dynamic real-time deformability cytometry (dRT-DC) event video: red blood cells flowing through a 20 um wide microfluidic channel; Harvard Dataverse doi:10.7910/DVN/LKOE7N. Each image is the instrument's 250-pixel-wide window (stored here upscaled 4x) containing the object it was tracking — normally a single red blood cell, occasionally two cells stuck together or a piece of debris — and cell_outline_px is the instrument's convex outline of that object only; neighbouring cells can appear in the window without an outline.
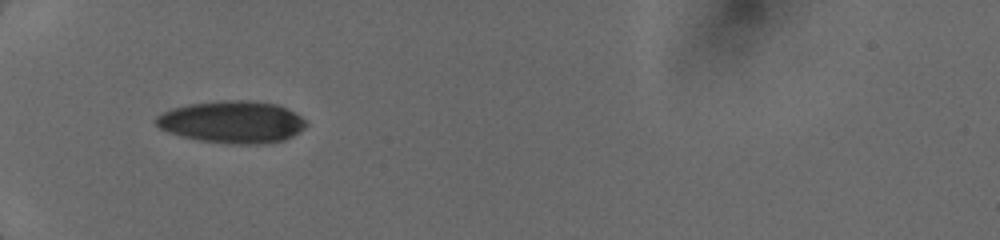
{"species": "human", "species_latin": "Homo sapiens", "temperature_condition": "cold", "stored_images_in_passage": 4, "camera_frame_rate_fps": 3000, "um_per_image_px": 0.085, "donor": {"sex": "female"}, "frame": {"image": 1, "passage_image": 1, "time_ms": 0.0, "image_size_px": [1000, 240], "cell_outline_px": [[308, 124], [304, 128], [292, 136], [284, 140], [268, 144], [228, 144], [200, 140], [180, 136], [168, 132], [160, 128], [156, 124], [156, 116], [172, 108], [188, 104], [220, 100], [252, 100], [276, 104], [300, 116]], "centroid_in_image_um": [19.73, 10.37], "position_along_channel_um": 65.3, "area_um2": 36.93}}
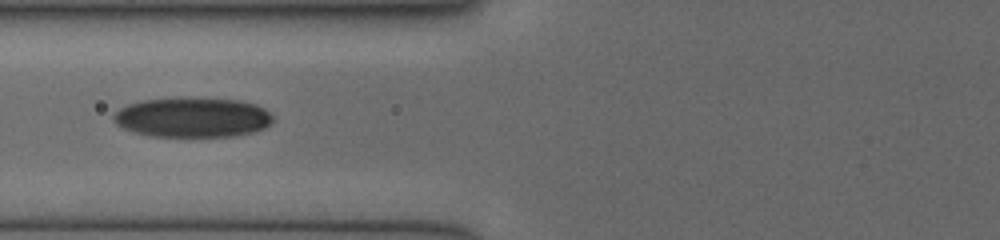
{"frame": {"image": 2, "passage_image": 3, "time_ms": 1.333, "image_size_px": [1000, 240], "cell_outline_px": [[272, 120], [264, 128], [252, 132], [236, 136], [148, 136], [132, 132], [116, 124], [112, 120], [112, 116], [120, 108], [128, 104], [144, 100], [180, 96], [196, 96], [244, 100], [256, 104], [264, 108], [272, 116]], "centroid_in_image_um": [16.34, 9.94], "position_along_channel_um": 109.5, "area_um2": 37.8}}